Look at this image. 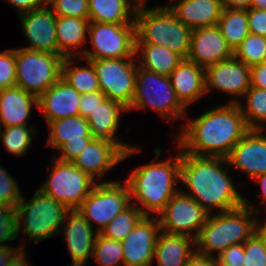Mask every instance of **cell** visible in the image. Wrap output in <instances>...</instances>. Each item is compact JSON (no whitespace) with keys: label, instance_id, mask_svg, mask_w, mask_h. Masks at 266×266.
Instances as JSON below:
<instances>
[{"label":"cell","instance_id":"cell-2","mask_svg":"<svg viewBox=\"0 0 266 266\" xmlns=\"http://www.w3.org/2000/svg\"><path fill=\"white\" fill-rule=\"evenodd\" d=\"M229 165L227 158L196 156L181 149V177L189 192H183L197 201L211 214L217 208L229 211L244 205L245 198L236 190L231 176L222 165Z\"/></svg>","mask_w":266,"mask_h":266},{"label":"cell","instance_id":"cell-17","mask_svg":"<svg viewBox=\"0 0 266 266\" xmlns=\"http://www.w3.org/2000/svg\"><path fill=\"white\" fill-rule=\"evenodd\" d=\"M251 69L235 56L205 68V90L211 89L244 96L251 87Z\"/></svg>","mask_w":266,"mask_h":266},{"label":"cell","instance_id":"cell-54","mask_svg":"<svg viewBox=\"0 0 266 266\" xmlns=\"http://www.w3.org/2000/svg\"><path fill=\"white\" fill-rule=\"evenodd\" d=\"M258 231L262 234L266 242V222L263 224L261 222L258 223Z\"/></svg>","mask_w":266,"mask_h":266},{"label":"cell","instance_id":"cell-8","mask_svg":"<svg viewBox=\"0 0 266 266\" xmlns=\"http://www.w3.org/2000/svg\"><path fill=\"white\" fill-rule=\"evenodd\" d=\"M146 105L168 120L187 116L186 107L178 99L169 76L138 66L132 105L129 110H142Z\"/></svg>","mask_w":266,"mask_h":266},{"label":"cell","instance_id":"cell-23","mask_svg":"<svg viewBox=\"0 0 266 266\" xmlns=\"http://www.w3.org/2000/svg\"><path fill=\"white\" fill-rule=\"evenodd\" d=\"M177 2L166 8H170L191 30L217 25L224 8L222 0H179Z\"/></svg>","mask_w":266,"mask_h":266},{"label":"cell","instance_id":"cell-26","mask_svg":"<svg viewBox=\"0 0 266 266\" xmlns=\"http://www.w3.org/2000/svg\"><path fill=\"white\" fill-rule=\"evenodd\" d=\"M191 245L195 246L194 237L171 234L161 230L154 250L157 266H186L190 257L195 253Z\"/></svg>","mask_w":266,"mask_h":266},{"label":"cell","instance_id":"cell-18","mask_svg":"<svg viewBox=\"0 0 266 266\" xmlns=\"http://www.w3.org/2000/svg\"><path fill=\"white\" fill-rule=\"evenodd\" d=\"M233 56L217 25L192 30L187 60L207 68Z\"/></svg>","mask_w":266,"mask_h":266},{"label":"cell","instance_id":"cell-19","mask_svg":"<svg viewBox=\"0 0 266 266\" xmlns=\"http://www.w3.org/2000/svg\"><path fill=\"white\" fill-rule=\"evenodd\" d=\"M262 131L250 129L227 157L229 167L247 173L253 180L266 173V135Z\"/></svg>","mask_w":266,"mask_h":266},{"label":"cell","instance_id":"cell-38","mask_svg":"<svg viewBox=\"0 0 266 266\" xmlns=\"http://www.w3.org/2000/svg\"><path fill=\"white\" fill-rule=\"evenodd\" d=\"M243 244L245 252L243 266H266V242L258 230Z\"/></svg>","mask_w":266,"mask_h":266},{"label":"cell","instance_id":"cell-6","mask_svg":"<svg viewBox=\"0 0 266 266\" xmlns=\"http://www.w3.org/2000/svg\"><path fill=\"white\" fill-rule=\"evenodd\" d=\"M16 207L18 233L23 228V235L27 234L29 240L34 239L35 243L55 234L59 235L60 227L70 211L66 205L57 202L39 188L27 203L22 196Z\"/></svg>","mask_w":266,"mask_h":266},{"label":"cell","instance_id":"cell-30","mask_svg":"<svg viewBox=\"0 0 266 266\" xmlns=\"http://www.w3.org/2000/svg\"><path fill=\"white\" fill-rule=\"evenodd\" d=\"M137 54L141 55L137 63L139 67L165 76H169L183 60L180 55L161 45L135 44Z\"/></svg>","mask_w":266,"mask_h":266},{"label":"cell","instance_id":"cell-27","mask_svg":"<svg viewBox=\"0 0 266 266\" xmlns=\"http://www.w3.org/2000/svg\"><path fill=\"white\" fill-rule=\"evenodd\" d=\"M128 111L122 104L106 98L86 118L93 140H102L112 144H125L115 135L119 125L120 112Z\"/></svg>","mask_w":266,"mask_h":266},{"label":"cell","instance_id":"cell-24","mask_svg":"<svg viewBox=\"0 0 266 266\" xmlns=\"http://www.w3.org/2000/svg\"><path fill=\"white\" fill-rule=\"evenodd\" d=\"M180 102L187 108L205 95V68L183 59L169 75Z\"/></svg>","mask_w":266,"mask_h":266},{"label":"cell","instance_id":"cell-49","mask_svg":"<svg viewBox=\"0 0 266 266\" xmlns=\"http://www.w3.org/2000/svg\"><path fill=\"white\" fill-rule=\"evenodd\" d=\"M21 249V247L0 246V266H8L12 257Z\"/></svg>","mask_w":266,"mask_h":266},{"label":"cell","instance_id":"cell-46","mask_svg":"<svg viewBox=\"0 0 266 266\" xmlns=\"http://www.w3.org/2000/svg\"><path fill=\"white\" fill-rule=\"evenodd\" d=\"M251 69V87L266 90V62L252 65Z\"/></svg>","mask_w":266,"mask_h":266},{"label":"cell","instance_id":"cell-55","mask_svg":"<svg viewBox=\"0 0 266 266\" xmlns=\"http://www.w3.org/2000/svg\"><path fill=\"white\" fill-rule=\"evenodd\" d=\"M134 2H136L138 5H145L146 0H134Z\"/></svg>","mask_w":266,"mask_h":266},{"label":"cell","instance_id":"cell-40","mask_svg":"<svg viewBox=\"0 0 266 266\" xmlns=\"http://www.w3.org/2000/svg\"><path fill=\"white\" fill-rule=\"evenodd\" d=\"M56 16L89 19L88 0H47Z\"/></svg>","mask_w":266,"mask_h":266},{"label":"cell","instance_id":"cell-42","mask_svg":"<svg viewBox=\"0 0 266 266\" xmlns=\"http://www.w3.org/2000/svg\"><path fill=\"white\" fill-rule=\"evenodd\" d=\"M16 86L15 49L0 52V90Z\"/></svg>","mask_w":266,"mask_h":266},{"label":"cell","instance_id":"cell-11","mask_svg":"<svg viewBox=\"0 0 266 266\" xmlns=\"http://www.w3.org/2000/svg\"><path fill=\"white\" fill-rule=\"evenodd\" d=\"M131 196L126 182L122 185L118 181L96 183L91 193L77 208L79 213L91 224H99L98 232L121 213L130 204Z\"/></svg>","mask_w":266,"mask_h":266},{"label":"cell","instance_id":"cell-13","mask_svg":"<svg viewBox=\"0 0 266 266\" xmlns=\"http://www.w3.org/2000/svg\"><path fill=\"white\" fill-rule=\"evenodd\" d=\"M209 215L192 197L178 191L165 205L158 219L162 231L196 238ZM192 231H195L194 235Z\"/></svg>","mask_w":266,"mask_h":266},{"label":"cell","instance_id":"cell-33","mask_svg":"<svg viewBox=\"0 0 266 266\" xmlns=\"http://www.w3.org/2000/svg\"><path fill=\"white\" fill-rule=\"evenodd\" d=\"M244 97L247 104L245 105L246 109H244L238 98L230 101V103H237L239 105L249 129L264 130L263 126L266 123V90L250 87L244 94Z\"/></svg>","mask_w":266,"mask_h":266},{"label":"cell","instance_id":"cell-3","mask_svg":"<svg viewBox=\"0 0 266 266\" xmlns=\"http://www.w3.org/2000/svg\"><path fill=\"white\" fill-rule=\"evenodd\" d=\"M179 152L174 159L162 162L153 160L152 163L137 167L126 179L131 201L136 199L141 204L133 202L145 216H150V212L158 216L168 201L180 191L175 187L181 177V148Z\"/></svg>","mask_w":266,"mask_h":266},{"label":"cell","instance_id":"cell-35","mask_svg":"<svg viewBox=\"0 0 266 266\" xmlns=\"http://www.w3.org/2000/svg\"><path fill=\"white\" fill-rule=\"evenodd\" d=\"M36 128L29 125H15L5 127L1 139L8 152L23 156L31 146L32 135Z\"/></svg>","mask_w":266,"mask_h":266},{"label":"cell","instance_id":"cell-22","mask_svg":"<svg viewBox=\"0 0 266 266\" xmlns=\"http://www.w3.org/2000/svg\"><path fill=\"white\" fill-rule=\"evenodd\" d=\"M81 94L62 77L38 98L46 122L79 115Z\"/></svg>","mask_w":266,"mask_h":266},{"label":"cell","instance_id":"cell-16","mask_svg":"<svg viewBox=\"0 0 266 266\" xmlns=\"http://www.w3.org/2000/svg\"><path fill=\"white\" fill-rule=\"evenodd\" d=\"M161 231L159 219L144 216L122 241L125 266H151Z\"/></svg>","mask_w":266,"mask_h":266},{"label":"cell","instance_id":"cell-10","mask_svg":"<svg viewBox=\"0 0 266 266\" xmlns=\"http://www.w3.org/2000/svg\"><path fill=\"white\" fill-rule=\"evenodd\" d=\"M55 155L52 156L50 174L39 189L70 210L77 209L97 182L72 162L58 160Z\"/></svg>","mask_w":266,"mask_h":266},{"label":"cell","instance_id":"cell-41","mask_svg":"<svg viewBox=\"0 0 266 266\" xmlns=\"http://www.w3.org/2000/svg\"><path fill=\"white\" fill-rule=\"evenodd\" d=\"M22 196L16 180L0 166V204L17 206Z\"/></svg>","mask_w":266,"mask_h":266},{"label":"cell","instance_id":"cell-44","mask_svg":"<svg viewBox=\"0 0 266 266\" xmlns=\"http://www.w3.org/2000/svg\"><path fill=\"white\" fill-rule=\"evenodd\" d=\"M105 99L101 90L81 95L79 115L87 118Z\"/></svg>","mask_w":266,"mask_h":266},{"label":"cell","instance_id":"cell-51","mask_svg":"<svg viewBox=\"0 0 266 266\" xmlns=\"http://www.w3.org/2000/svg\"><path fill=\"white\" fill-rule=\"evenodd\" d=\"M23 249V250H22ZM25 249L22 247L11 259L8 266H30ZM28 263V264H27Z\"/></svg>","mask_w":266,"mask_h":266},{"label":"cell","instance_id":"cell-39","mask_svg":"<svg viewBox=\"0 0 266 266\" xmlns=\"http://www.w3.org/2000/svg\"><path fill=\"white\" fill-rule=\"evenodd\" d=\"M17 222V207L0 204V246H9L5 242L18 237Z\"/></svg>","mask_w":266,"mask_h":266},{"label":"cell","instance_id":"cell-48","mask_svg":"<svg viewBox=\"0 0 266 266\" xmlns=\"http://www.w3.org/2000/svg\"><path fill=\"white\" fill-rule=\"evenodd\" d=\"M186 266H219L216 257L202 255L195 252L187 262Z\"/></svg>","mask_w":266,"mask_h":266},{"label":"cell","instance_id":"cell-21","mask_svg":"<svg viewBox=\"0 0 266 266\" xmlns=\"http://www.w3.org/2000/svg\"><path fill=\"white\" fill-rule=\"evenodd\" d=\"M68 217V220H67ZM65 223V224H64ZM61 228L65 235L68 251L72 258V266H86L92 257L98 231L79 213L77 209L70 210Z\"/></svg>","mask_w":266,"mask_h":266},{"label":"cell","instance_id":"cell-1","mask_svg":"<svg viewBox=\"0 0 266 266\" xmlns=\"http://www.w3.org/2000/svg\"><path fill=\"white\" fill-rule=\"evenodd\" d=\"M249 130L239 105L228 103L189 120L176 141L185 153L227 158Z\"/></svg>","mask_w":266,"mask_h":266},{"label":"cell","instance_id":"cell-7","mask_svg":"<svg viewBox=\"0 0 266 266\" xmlns=\"http://www.w3.org/2000/svg\"><path fill=\"white\" fill-rule=\"evenodd\" d=\"M63 60L59 54L15 48L16 86L39 98L61 78Z\"/></svg>","mask_w":266,"mask_h":266},{"label":"cell","instance_id":"cell-36","mask_svg":"<svg viewBox=\"0 0 266 266\" xmlns=\"http://www.w3.org/2000/svg\"><path fill=\"white\" fill-rule=\"evenodd\" d=\"M92 257L100 266H121L123 262L122 241L108 239L98 233Z\"/></svg>","mask_w":266,"mask_h":266},{"label":"cell","instance_id":"cell-29","mask_svg":"<svg viewBox=\"0 0 266 266\" xmlns=\"http://www.w3.org/2000/svg\"><path fill=\"white\" fill-rule=\"evenodd\" d=\"M90 20L86 18L56 16V38L58 43L59 55L65 57H75L77 49L84 45L87 40Z\"/></svg>","mask_w":266,"mask_h":266},{"label":"cell","instance_id":"cell-12","mask_svg":"<svg viewBox=\"0 0 266 266\" xmlns=\"http://www.w3.org/2000/svg\"><path fill=\"white\" fill-rule=\"evenodd\" d=\"M135 58L89 60L106 98L129 109L132 105L138 65Z\"/></svg>","mask_w":266,"mask_h":266},{"label":"cell","instance_id":"cell-4","mask_svg":"<svg viewBox=\"0 0 266 266\" xmlns=\"http://www.w3.org/2000/svg\"><path fill=\"white\" fill-rule=\"evenodd\" d=\"M245 199L244 205L216 215H209L195 238V252L213 256L218 255L234 244H243L258 230V221L254 217L257 209Z\"/></svg>","mask_w":266,"mask_h":266},{"label":"cell","instance_id":"cell-43","mask_svg":"<svg viewBox=\"0 0 266 266\" xmlns=\"http://www.w3.org/2000/svg\"><path fill=\"white\" fill-rule=\"evenodd\" d=\"M244 258V244L231 245L216 257L219 266H243Z\"/></svg>","mask_w":266,"mask_h":266},{"label":"cell","instance_id":"cell-20","mask_svg":"<svg viewBox=\"0 0 266 266\" xmlns=\"http://www.w3.org/2000/svg\"><path fill=\"white\" fill-rule=\"evenodd\" d=\"M19 16L24 35L30 43V46L24 47L25 49L59 54L56 15L48 5Z\"/></svg>","mask_w":266,"mask_h":266},{"label":"cell","instance_id":"cell-53","mask_svg":"<svg viewBox=\"0 0 266 266\" xmlns=\"http://www.w3.org/2000/svg\"><path fill=\"white\" fill-rule=\"evenodd\" d=\"M250 8L266 10V0H251Z\"/></svg>","mask_w":266,"mask_h":266},{"label":"cell","instance_id":"cell-37","mask_svg":"<svg viewBox=\"0 0 266 266\" xmlns=\"http://www.w3.org/2000/svg\"><path fill=\"white\" fill-rule=\"evenodd\" d=\"M234 56L250 67L266 62V37L249 33L234 50Z\"/></svg>","mask_w":266,"mask_h":266},{"label":"cell","instance_id":"cell-5","mask_svg":"<svg viewBox=\"0 0 266 266\" xmlns=\"http://www.w3.org/2000/svg\"><path fill=\"white\" fill-rule=\"evenodd\" d=\"M135 44L161 45L186 59L192 30L170 8H145L138 5L135 14Z\"/></svg>","mask_w":266,"mask_h":266},{"label":"cell","instance_id":"cell-32","mask_svg":"<svg viewBox=\"0 0 266 266\" xmlns=\"http://www.w3.org/2000/svg\"><path fill=\"white\" fill-rule=\"evenodd\" d=\"M75 57H65L62 63V78L81 95L99 91L95 68L89 60L84 67H72ZM89 66V67H88Z\"/></svg>","mask_w":266,"mask_h":266},{"label":"cell","instance_id":"cell-56","mask_svg":"<svg viewBox=\"0 0 266 266\" xmlns=\"http://www.w3.org/2000/svg\"><path fill=\"white\" fill-rule=\"evenodd\" d=\"M1 127H2V125H1V122H0V139H1V136H2V132H1Z\"/></svg>","mask_w":266,"mask_h":266},{"label":"cell","instance_id":"cell-50","mask_svg":"<svg viewBox=\"0 0 266 266\" xmlns=\"http://www.w3.org/2000/svg\"><path fill=\"white\" fill-rule=\"evenodd\" d=\"M224 8L232 9H248L251 5V0H222Z\"/></svg>","mask_w":266,"mask_h":266},{"label":"cell","instance_id":"cell-9","mask_svg":"<svg viewBox=\"0 0 266 266\" xmlns=\"http://www.w3.org/2000/svg\"><path fill=\"white\" fill-rule=\"evenodd\" d=\"M88 32L93 51L81 49L80 52H76V59L99 60L136 57L135 24L90 22Z\"/></svg>","mask_w":266,"mask_h":266},{"label":"cell","instance_id":"cell-28","mask_svg":"<svg viewBox=\"0 0 266 266\" xmlns=\"http://www.w3.org/2000/svg\"><path fill=\"white\" fill-rule=\"evenodd\" d=\"M130 2V0H88L89 20L100 23L135 24L138 4Z\"/></svg>","mask_w":266,"mask_h":266},{"label":"cell","instance_id":"cell-14","mask_svg":"<svg viewBox=\"0 0 266 266\" xmlns=\"http://www.w3.org/2000/svg\"><path fill=\"white\" fill-rule=\"evenodd\" d=\"M49 126L48 145L63 153L58 160L72 162L92 140L89 123L82 116L57 119Z\"/></svg>","mask_w":266,"mask_h":266},{"label":"cell","instance_id":"cell-31","mask_svg":"<svg viewBox=\"0 0 266 266\" xmlns=\"http://www.w3.org/2000/svg\"><path fill=\"white\" fill-rule=\"evenodd\" d=\"M217 26L227 44L234 51L250 33L247 10L223 8Z\"/></svg>","mask_w":266,"mask_h":266},{"label":"cell","instance_id":"cell-25","mask_svg":"<svg viewBox=\"0 0 266 266\" xmlns=\"http://www.w3.org/2000/svg\"><path fill=\"white\" fill-rule=\"evenodd\" d=\"M38 106V98L20 87L0 90V122L4 128L15 125H28L32 105Z\"/></svg>","mask_w":266,"mask_h":266},{"label":"cell","instance_id":"cell-34","mask_svg":"<svg viewBox=\"0 0 266 266\" xmlns=\"http://www.w3.org/2000/svg\"><path fill=\"white\" fill-rule=\"evenodd\" d=\"M145 215L131 203L105 226L100 234L108 239L123 241Z\"/></svg>","mask_w":266,"mask_h":266},{"label":"cell","instance_id":"cell-45","mask_svg":"<svg viewBox=\"0 0 266 266\" xmlns=\"http://www.w3.org/2000/svg\"><path fill=\"white\" fill-rule=\"evenodd\" d=\"M249 32L266 37V10L247 9Z\"/></svg>","mask_w":266,"mask_h":266},{"label":"cell","instance_id":"cell-47","mask_svg":"<svg viewBox=\"0 0 266 266\" xmlns=\"http://www.w3.org/2000/svg\"><path fill=\"white\" fill-rule=\"evenodd\" d=\"M19 9V14L28 13L47 5V0H5Z\"/></svg>","mask_w":266,"mask_h":266},{"label":"cell","instance_id":"cell-52","mask_svg":"<svg viewBox=\"0 0 266 266\" xmlns=\"http://www.w3.org/2000/svg\"><path fill=\"white\" fill-rule=\"evenodd\" d=\"M255 181H258V183H260L261 188H262V199L263 201L266 202V173L260 174L258 176H256Z\"/></svg>","mask_w":266,"mask_h":266},{"label":"cell","instance_id":"cell-15","mask_svg":"<svg viewBox=\"0 0 266 266\" xmlns=\"http://www.w3.org/2000/svg\"><path fill=\"white\" fill-rule=\"evenodd\" d=\"M140 149L128 144L92 140L72 163L91 178H101L108 170Z\"/></svg>","mask_w":266,"mask_h":266}]
</instances>
